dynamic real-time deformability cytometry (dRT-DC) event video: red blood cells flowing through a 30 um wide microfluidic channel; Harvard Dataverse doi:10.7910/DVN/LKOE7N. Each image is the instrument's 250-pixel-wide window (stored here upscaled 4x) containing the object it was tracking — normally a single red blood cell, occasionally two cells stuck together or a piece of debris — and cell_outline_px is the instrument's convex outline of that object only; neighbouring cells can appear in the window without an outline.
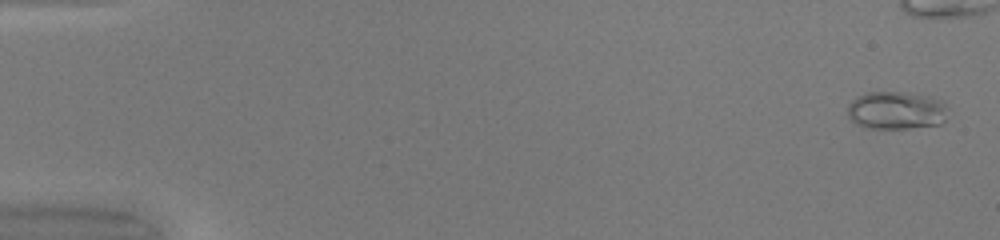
{"species": "common noctule bat (a hibernating species)", "species_latin": "Nyctalus noctula", "temperature_condition": "warm", "stored_images_in_passage": 40, "camera_frame_rate_fps": 3000, "um_per_image_px": 0.085, "animal": {"sex": "female", "body_mass_g": 20.0, "forearm_length_mm": 54.0}, "frame": {"image": 1, "passage_image": 2, "time_ms": 0.333, "image_size_px": [1000, 240], "cell_outline_px": [[948, 108], [944, 120], [940, 124], [908, 128], [864, 128], [856, 124], [848, 116], [848, 104], [856, 96], [868, 92], [900, 92], [932, 96], [944, 100]], "centroid_in_image_um": [76.19, 9.37], "position_along_channel_um": 8.8, "area_um2": 22.43}}
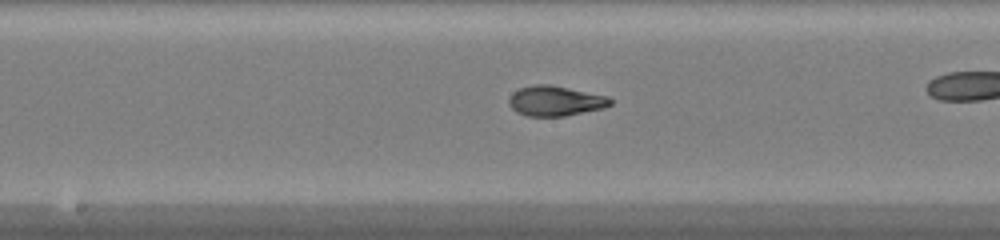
{"frame": {"image": 2, "passage_image": 27, "time_ms": 8.667, "image_size_px": [1000, 240], "cell_outline_px": [[612, 104], [604, 108], [564, 116], [528, 116], [516, 112], [508, 104], [508, 100], [512, 92], [520, 88], [536, 84], [548, 84], [608, 96], [612, 100]], "centroid_in_image_um": [47.19, 8.58], "position_along_channel_um": 201.0, "area_um2": 17.74}}
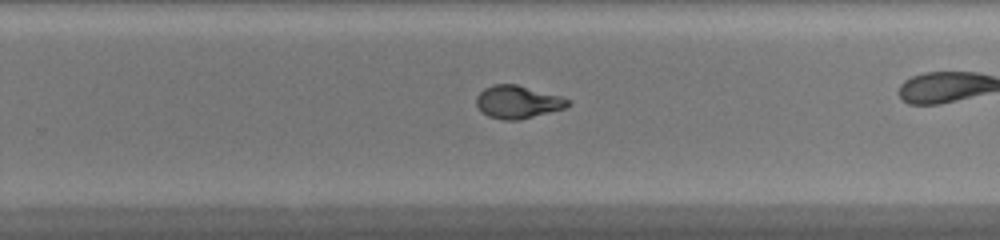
{"frame": {"image": 3, "passage_image": 33, "time_ms": 10.667, "image_size_px": [1000, 240], "cell_outline_px": [[572, 104], [564, 108], [520, 120], [504, 120], [488, 116], [476, 104], [476, 96], [484, 88], [492, 84], [516, 84], [560, 96], [568, 100]], "centroid_in_image_um": [43.99, 8.66], "position_along_channel_um": 285.8, "area_um2": 17.34}}